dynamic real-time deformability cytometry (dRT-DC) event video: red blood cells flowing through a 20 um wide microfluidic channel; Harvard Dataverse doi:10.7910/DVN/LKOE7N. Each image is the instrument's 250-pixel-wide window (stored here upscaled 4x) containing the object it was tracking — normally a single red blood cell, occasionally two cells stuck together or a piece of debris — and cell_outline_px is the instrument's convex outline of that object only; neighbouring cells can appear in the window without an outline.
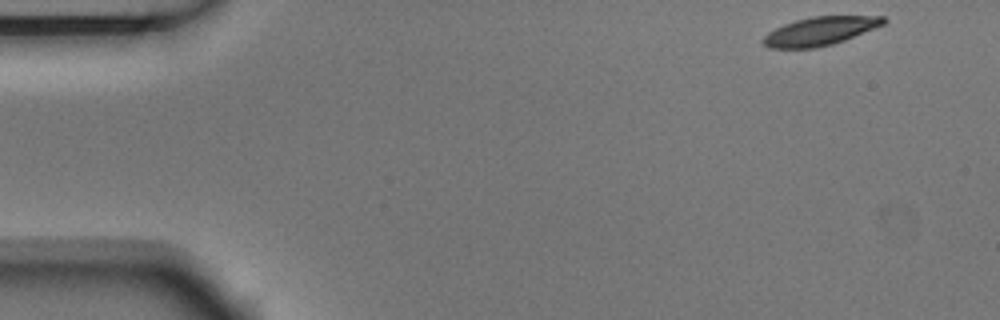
{"species": "Egyptian fruit bat (a non-hibernating species)", "species_latin": "Rousettus aegyptiacus", "temperature_condition": "room temperature", "stored_images_in_passage": 4, "camera_frame_rate_fps": 3000, "um_per_image_px": 0.085, "animal": {"sex": "male"}, "frame": {"image": 1, "passage_image": 1, "time_ms": 0.0, "image_size_px": [1000, 320], "cell_outline_px": [[888, 20], [884, 24], [844, 40], [832, 44], [816, 48], [768, 48], [760, 40], [768, 32], [784, 24], [796, 20], [812, 16], [884, 16]], "centroid_in_image_um": [69.68, 2.64], "position_along_channel_um": 15.3, "area_um2": 19.88}}
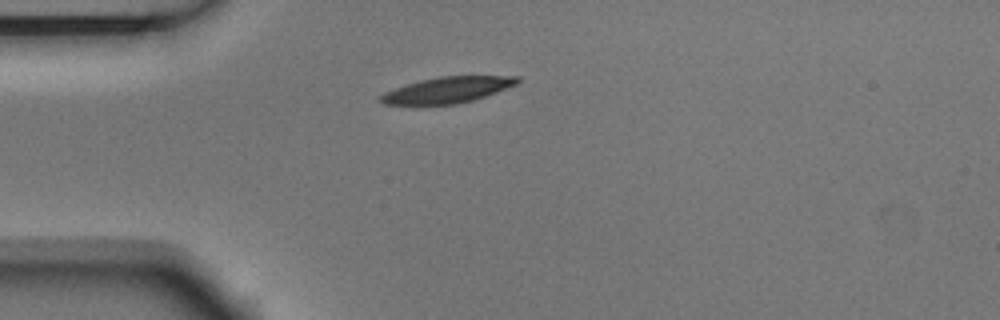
{"frame": {"image": 2, "passage_image": 4, "time_ms": 1.0, "image_size_px": [1000, 320], "cell_outline_px": [[520, 80], [516, 84], [496, 92], [472, 100], [456, 104], [384, 104], [376, 100], [376, 96], [384, 92], [420, 80], [440, 76], [520, 76]], "centroid_in_image_um": [37.98, 7.64], "position_along_channel_um": 47.0, "area_um2": 20.52}}